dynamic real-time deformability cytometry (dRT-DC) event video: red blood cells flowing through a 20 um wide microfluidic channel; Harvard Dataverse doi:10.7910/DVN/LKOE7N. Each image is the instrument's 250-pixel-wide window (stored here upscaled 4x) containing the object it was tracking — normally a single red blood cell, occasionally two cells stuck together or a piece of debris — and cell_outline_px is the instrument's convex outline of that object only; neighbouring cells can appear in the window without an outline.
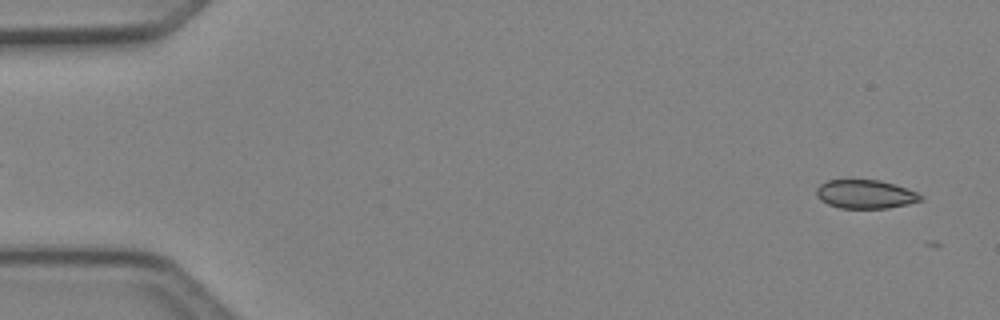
{"species": "Egyptian fruit bat (a non-hibernating species)", "species_latin": "Rousettus aegyptiacus", "temperature_condition": "cold", "stored_images_in_passage": 13, "camera_frame_rate_fps": 3000, "um_per_image_px": 0.085, "animal": {"sex": "female"}, "frame": {"image": 1, "passage_image": 2, "time_ms": 0.333, "image_size_px": [1000, 320], "cell_outline_px": [[924, 200], [908, 204], [888, 208], [840, 208], [828, 204], [820, 200], [816, 196], [816, 188], [820, 184], [828, 180], [880, 180], [916, 192], [924, 196]], "centroid_in_image_um": [73.54, 16.51], "position_along_channel_um": 11.5, "area_um2": 17.4}}
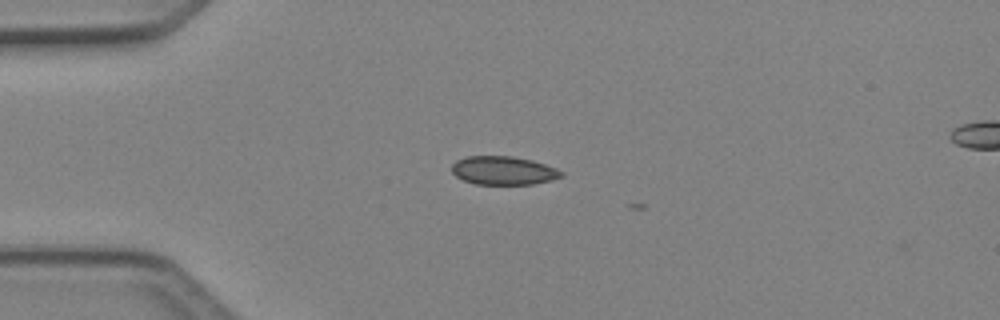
{"frame": {"image": 2, "passage_image": 12, "time_ms": 3.667, "image_size_px": [1000, 320], "cell_outline_px": [[564, 176], [552, 180], [532, 184], [476, 184], [464, 180], [456, 176], [452, 172], [452, 164], [456, 160], [468, 156], [512, 156], [532, 160], [556, 168], [564, 172]], "centroid_in_image_um": [42.81, 14.49], "position_along_channel_um": 42.2, "area_um2": 18.21}}